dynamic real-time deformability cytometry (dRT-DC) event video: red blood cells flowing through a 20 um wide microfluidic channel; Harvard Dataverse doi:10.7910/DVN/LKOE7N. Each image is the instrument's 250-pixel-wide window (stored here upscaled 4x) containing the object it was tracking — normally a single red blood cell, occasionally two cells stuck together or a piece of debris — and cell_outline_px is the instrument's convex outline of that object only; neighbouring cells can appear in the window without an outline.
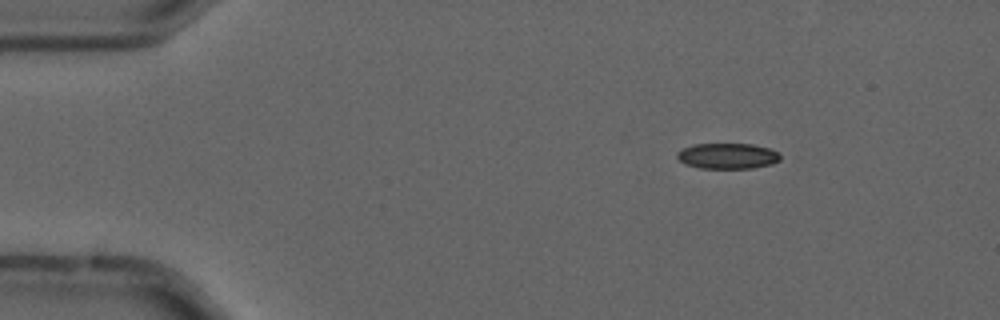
{"species": "common noctule bat (a hibernating species)", "species_latin": "Nyctalus noctula", "temperature_condition": "cold", "stored_images_in_passage": 3, "camera_frame_rate_fps": 3000, "um_per_image_px": 0.085, "animal": {"sex": "male", "forearm_length_mm": 52.5}, "frame": {"image": 1, "passage_image": 1, "time_ms": 0.0, "image_size_px": [1000, 320], "cell_outline_px": [[780, 160], [772, 164], [752, 168], [700, 168], [688, 164], [680, 160], [676, 156], [676, 152], [692, 144], [752, 144], [768, 148], [776, 152], [780, 156]], "centroid_in_image_um": [61.84, 13.25], "position_along_channel_um": 23.2, "area_um2": 15.26}}